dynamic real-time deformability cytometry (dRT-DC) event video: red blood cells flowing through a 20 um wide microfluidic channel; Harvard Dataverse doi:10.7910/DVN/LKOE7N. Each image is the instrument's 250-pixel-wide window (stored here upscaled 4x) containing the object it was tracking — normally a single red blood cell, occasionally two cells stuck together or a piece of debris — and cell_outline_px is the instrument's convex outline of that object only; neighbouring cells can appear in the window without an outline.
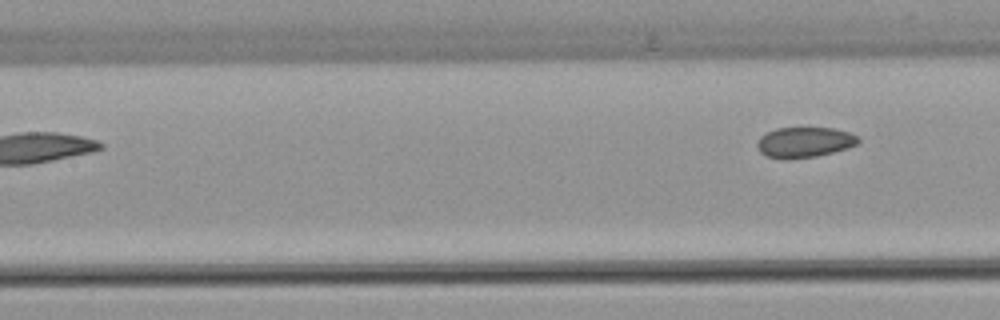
{"species": "common noctule bat (a hibernating species)", "species_latin": "Nyctalus noctula", "temperature_condition": "warm", "stored_images_in_passage": 6, "camera_frame_rate_fps": 3000, "um_per_image_px": 0.085, "animal": {"sex": "female", "body_mass_g": 22.7, "forearm_length_mm": 54.2}, "frame": {"image": 1, "passage_image": 6, "time_ms": 1.667, "image_size_px": [1000, 320], "cell_outline_px": [[860, 140], [856, 144], [848, 148], [816, 156], [788, 160], [784, 160], [764, 156], [756, 148], [756, 140], [760, 136], [776, 128], [836, 128], [848, 132], [856, 136]], "centroid_in_image_um": [68.31, 12.11], "position_along_channel_um": 139.1, "area_um2": 18.15}}